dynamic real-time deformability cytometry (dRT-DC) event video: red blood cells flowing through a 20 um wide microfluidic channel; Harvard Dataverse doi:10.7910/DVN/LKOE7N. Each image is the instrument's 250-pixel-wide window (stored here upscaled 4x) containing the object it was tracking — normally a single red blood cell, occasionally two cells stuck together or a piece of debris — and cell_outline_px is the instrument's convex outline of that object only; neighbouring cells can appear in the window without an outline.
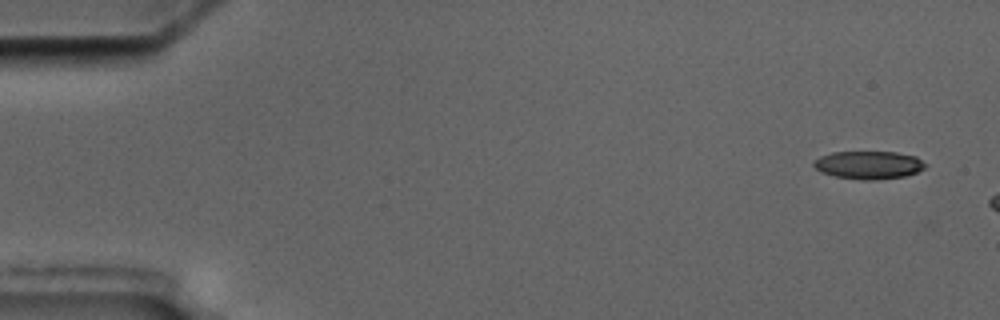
{"species": "common noctule bat (a hibernating species)", "species_latin": "Nyctalus noctula", "temperature_condition": "cold", "stored_images_in_passage": 4, "camera_frame_rate_fps": 3000, "um_per_image_px": 0.085, "animal": {"sex": "male", "body_mass_g": 17.5, "forearm_length_mm": 52.3}, "frame": {"image": 1, "passage_image": 1, "time_ms": 0.0, "image_size_px": [1000, 320], "cell_outline_px": [[928, 164], [924, 168], [916, 172], [904, 176], [876, 180], [860, 180], [836, 176], [820, 172], [812, 164], [812, 160], [820, 156], [832, 152], [896, 152], [916, 156]], "centroid_in_image_um": [73.82, 14.02], "position_along_channel_um": 11.2, "area_um2": 18.32}}